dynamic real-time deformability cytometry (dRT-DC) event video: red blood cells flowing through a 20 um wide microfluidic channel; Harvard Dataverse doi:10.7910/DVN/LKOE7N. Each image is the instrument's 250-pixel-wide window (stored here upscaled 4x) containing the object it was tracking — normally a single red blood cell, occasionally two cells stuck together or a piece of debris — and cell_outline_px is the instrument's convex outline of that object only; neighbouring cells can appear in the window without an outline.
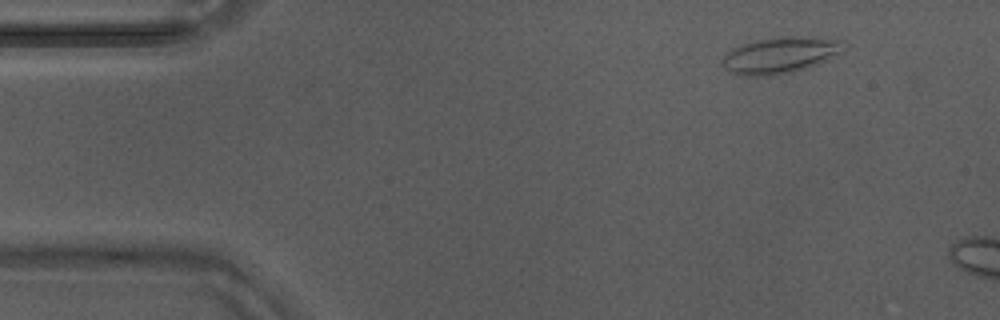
{"species": "Egyptian fruit bat (a non-hibernating species)", "species_latin": "Rousettus aegyptiacus", "temperature_condition": "warm", "stored_images_in_passage": 6, "camera_frame_rate_fps": 3000, "um_per_image_px": 0.085, "animal": {"sex": "male"}, "frame": {"image": 1, "passage_image": 1, "time_ms": 0.0, "image_size_px": [1000, 320], "cell_outline_px": [[848, 44], [824, 60], [808, 68], [792, 72], [768, 76], [744, 76], [732, 72], [724, 68], [720, 64], [720, 60], [732, 48], [756, 40], [780, 36], [816, 36], [844, 40]], "centroid_in_image_um": [66.28, 4.67], "position_along_channel_um": 18.7, "area_um2": 25.72}}